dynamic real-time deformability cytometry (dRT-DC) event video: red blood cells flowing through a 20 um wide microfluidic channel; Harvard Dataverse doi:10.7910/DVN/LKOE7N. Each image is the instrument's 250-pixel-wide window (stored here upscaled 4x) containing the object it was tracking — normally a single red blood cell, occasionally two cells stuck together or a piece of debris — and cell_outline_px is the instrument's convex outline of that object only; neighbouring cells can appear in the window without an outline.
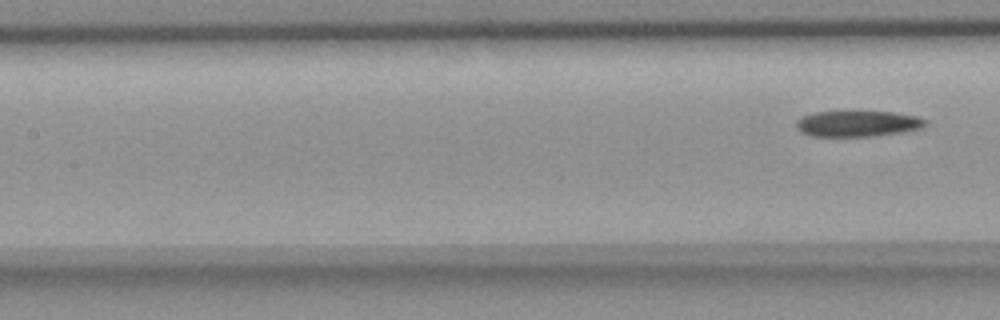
{"species": "common noctule bat (a hibernating species)", "species_latin": "Nyctalus noctula", "temperature_condition": "room temperature", "stored_images_in_passage": 7, "segment_of_instrument_passage": [2, 2], "camera_frame_rate_fps": 3000, "um_per_image_px": 0.085, "animal": {"sex": "female", "body_mass_g": 18.4}, "frame": {"image": 1, "passage_image": 7, "time_ms": 8.333, "image_size_px": [1000, 320], "cell_outline_px": [[928, 124], [920, 128], [900, 132], [868, 136], [812, 136], [800, 132], [796, 128], [796, 120], [812, 112], [892, 112], [916, 116], [924, 120]], "centroid_in_image_um": [72.84, 10.51], "position_along_channel_um": 134.6, "area_um2": 19.19}}